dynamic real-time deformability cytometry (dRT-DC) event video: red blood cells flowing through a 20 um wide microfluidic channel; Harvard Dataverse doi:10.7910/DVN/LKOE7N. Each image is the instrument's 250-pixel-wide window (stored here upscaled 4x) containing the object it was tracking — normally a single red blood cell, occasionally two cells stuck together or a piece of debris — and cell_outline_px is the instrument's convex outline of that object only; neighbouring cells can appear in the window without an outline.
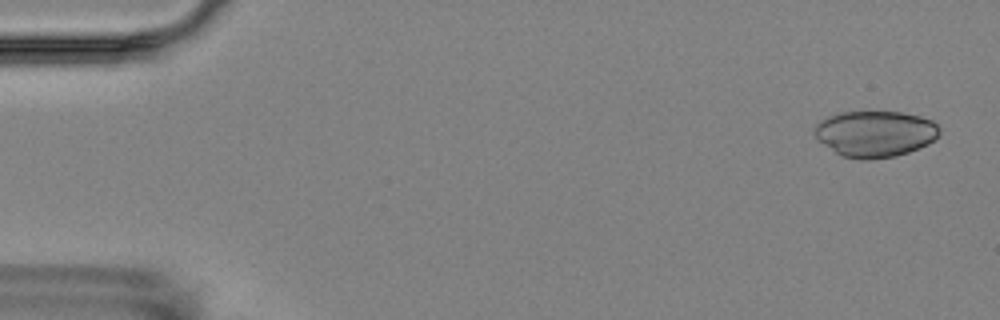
{"species": "Egyptian fruit bat (a non-hibernating species)", "species_latin": "Rousettus aegyptiacus", "temperature_condition": "room temperature", "stored_images_in_passage": 5, "camera_frame_rate_fps": 3000, "um_per_image_px": 0.085, "animal": {"sex": "female"}, "frame": {"image": 1, "passage_image": 1, "time_ms": 0.0, "image_size_px": [1000, 320], "cell_outline_px": [[940, 132], [928, 144], [908, 152], [896, 156], [868, 160], [860, 160], [844, 156], [836, 152], [816, 140], [812, 132], [812, 128], [820, 120], [828, 116], [840, 112], [900, 112], [920, 116], [932, 120], [940, 128]], "centroid_in_image_um": [74.33, 11.37], "position_along_channel_um": 10.7, "area_um2": 33.81}}
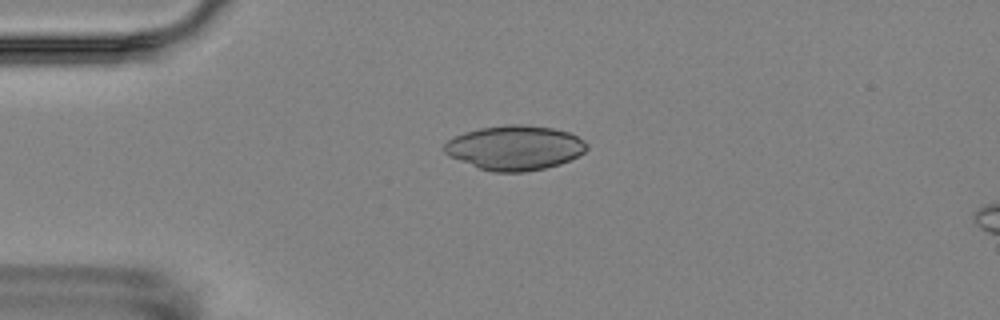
{"frame": {"image": 2, "passage_image": 4, "time_ms": 3.667, "image_size_px": [1000, 320], "cell_outline_px": [[588, 148], [584, 152], [560, 164], [544, 168], [524, 172], [492, 172], [480, 168], [448, 156], [444, 152], [444, 144], [448, 140], [464, 132], [480, 128], [504, 124], [524, 124], [552, 128], [568, 132], [584, 140], [588, 144]], "centroid_in_image_um": [43.75, 12.55], "position_along_channel_um": 41.3, "area_um2": 36.93}}